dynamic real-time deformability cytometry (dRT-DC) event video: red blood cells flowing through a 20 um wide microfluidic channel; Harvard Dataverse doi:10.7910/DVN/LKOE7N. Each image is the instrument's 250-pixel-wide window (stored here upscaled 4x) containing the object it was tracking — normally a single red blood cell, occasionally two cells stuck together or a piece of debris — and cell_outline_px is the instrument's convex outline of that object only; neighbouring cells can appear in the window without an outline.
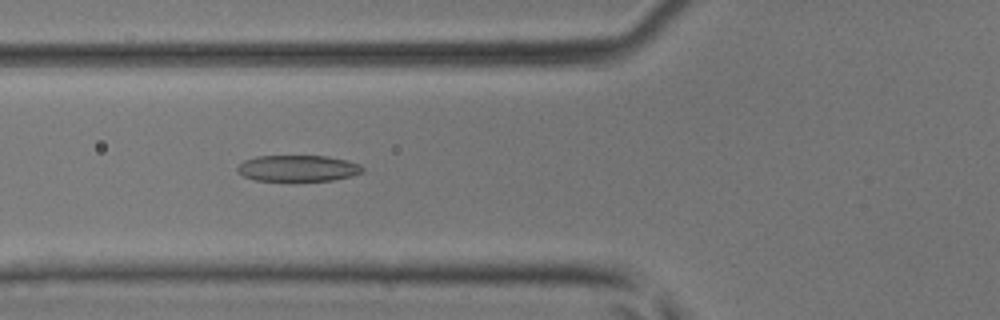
{"species": "common noctule bat (a hibernating species)", "species_latin": "Nyctalus noctula", "temperature_condition": "room temperature", "stored_images_in_passage": 45, "camera_frame_rate_fps": 3000, "um_per_image_px": 0.085, "animal": {"sex": "male", "body_mass_g": 17.9, "forearm_length_mm": 54.2}, "frame": {"image": 1, "passage_image": 16, "time_ms": 5.0, "image_size_px": [1000, 320], "cell_outline_px": [[364, 172], [352, 176], [332, 180], [252, 180], [236, 172], [236, 168], [244, 160], [256, 156], [328, 156], [348, 160], [360, 164], [364, 168]], "centroid_in_image_um": [25.33, 14.29], "position_along_channel_um": 100.5, "area_um2": 19.19}}
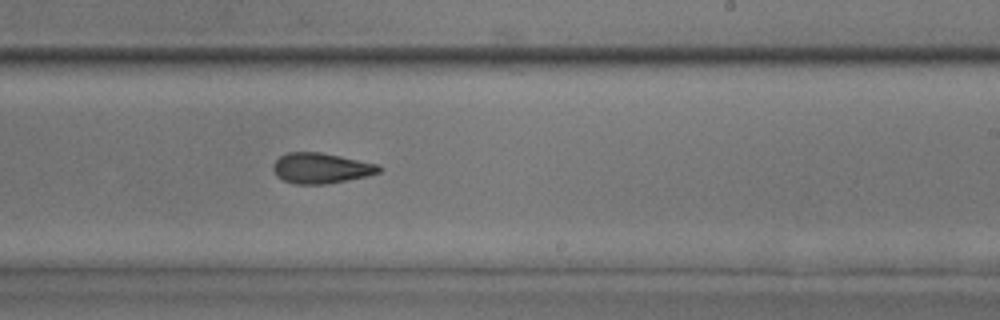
{"frame": {"image": 2, "passage_image": 27, "time_ms": 8.667, "image_size_px": [1000, 320], "cell_outline_px": [[384, 168], [380, 172], [368, 176], [324, 184], [296, 184], [284, 180], [276, 176], [272, 168], [272, 164], [280, 156], [288, 152], [320, 152], [380, 164]], "centroid_in_image_um": [27.31, 14.29], "position_along_channel_um": 261.7, "area_um2": 18.9}}
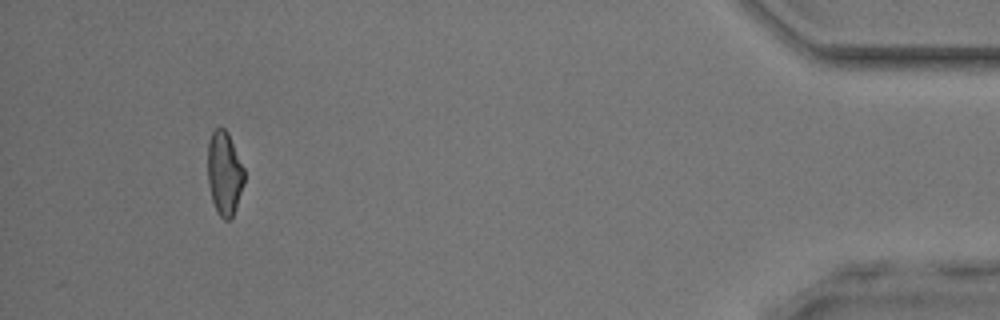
{"frame": {"image": 3, "passage_image": 42, "time_ms": 13.667, "image_size_px": [1000, 320], "cell_outline_px": [[244, 184], [232, 216], [228, 220], [224, 220], [216, 212], [212, 200], [208, 184], [208, 140], [212, 132], [216, 128], [224, 128], [228, 132], [244, 168]], "centroid_in_image_um": [19.06, 14.72], "position_along_channel_um": 416.1, "area_um2": 17.8}}